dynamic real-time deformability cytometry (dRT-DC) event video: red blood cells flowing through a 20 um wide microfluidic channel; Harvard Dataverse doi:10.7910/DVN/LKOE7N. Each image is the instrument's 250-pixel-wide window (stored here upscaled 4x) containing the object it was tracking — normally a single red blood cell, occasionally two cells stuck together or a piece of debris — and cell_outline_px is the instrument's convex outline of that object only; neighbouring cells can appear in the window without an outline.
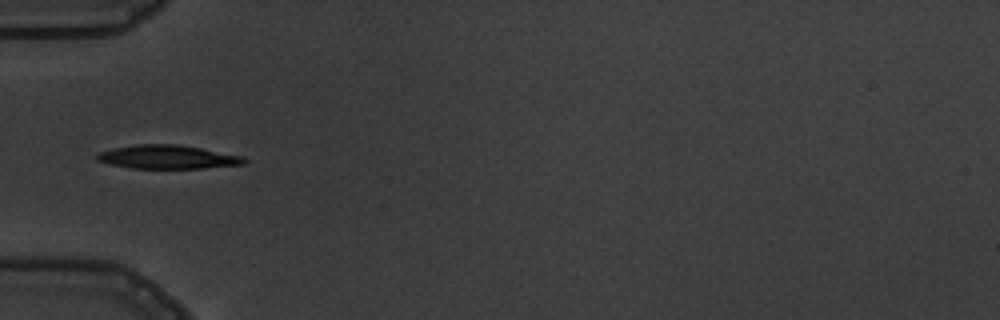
{"species": "common noctule bat (a hibernating species)", "species_latin": "Nyctalus noctula", "temperature_condition": "warm", "stored_images_in_passage": 8, "camera_frame_rate_fps": 3000, "um_per_image_px": 0.085, "animal": {"sex": "male", "body_mass_g": 19.5, "forearm_length_mm": 54.6}, "frame": {"image": 1, "passage_image": 5, "time_ms": 5.667, "image_size_px": [1000, 320], "cell_outline_px": [[248, 160], [244, 164], [204, 168], [132, 168], [112, 164], [96, 160], [96, 156], [100, 152], [112, 148], [136, 144], [176, 144], [200, 148], [244, 156]], "centroid_in_image_um": [14.27, 13.34], "position_along_channel_um": 70.7, "area_um2": 20.17}}
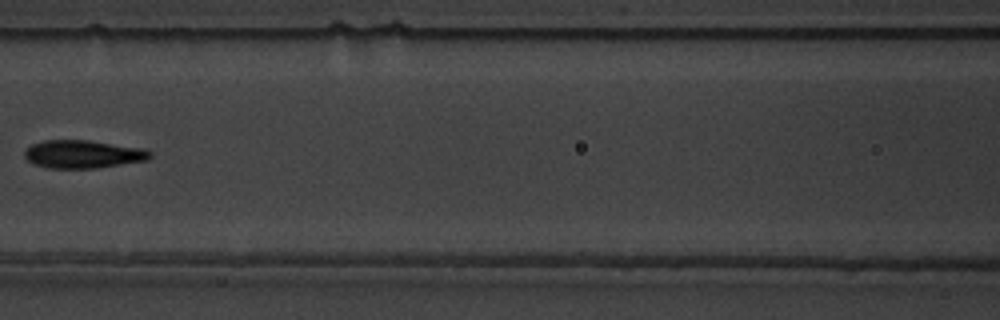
{"frame": {"image": 2, "passage_image": 7, "time_ms": 8.0, "image_size_px": [1000, 320], "cell_outline_px": [[152, 156], [148, 160], [92, 168], [48, 168], [32, 164], [24, 156], [24, 152], [32, 144], [44, 140], [88, 140], [148, 148], [152, 152]], "centroid_in_image_um": [7.09, 13.09], "position_along_channel_um": 159.5, "area_um2": 20.63}}